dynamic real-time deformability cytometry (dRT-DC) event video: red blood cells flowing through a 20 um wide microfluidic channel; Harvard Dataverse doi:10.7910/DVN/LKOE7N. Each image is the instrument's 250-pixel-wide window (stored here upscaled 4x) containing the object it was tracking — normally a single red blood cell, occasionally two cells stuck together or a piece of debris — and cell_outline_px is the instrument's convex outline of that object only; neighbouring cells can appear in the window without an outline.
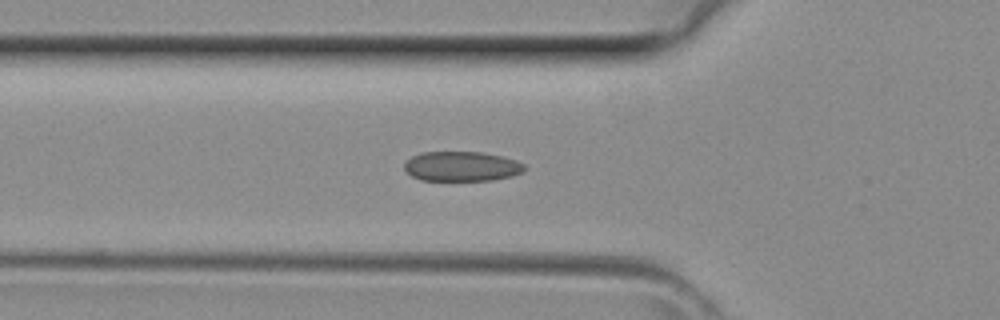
{"species": "common noctule bat (a hibernating species)", "species_latin": "Nyctalus noctula", "temperature_condition": "room temperature", "stored_images_in_passage": 36, "camera_frame_rate_fps": 3000, "um_per_image_px": 0.085, "animal": {"sex": "female", "body_mass_g": 29.2, "forearm_length_mm": 56.3}, "frame": {"image": 1, "passage_image": 13, "time_ms": 4.0, "image_size_px": [1000, 320], "cell_outline_px": [[524, 172], [512, 176], [492, 180], [420, 180], [412, 176], [404, 168], [404, 160], [420, 152], [480, 152], [500, 156], [516, 160], [524, 164]], "centroid_in_image_um": [39.21, 14.14], "position_along_channel_um": 86.6, "area_um2": 20.87}}
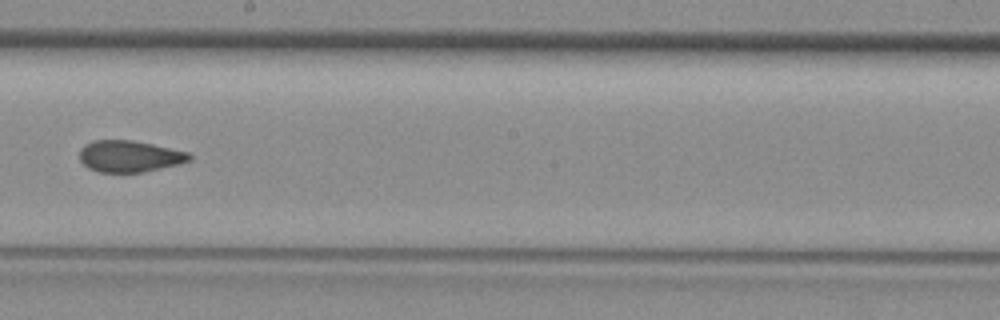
{"frame": {"image": 2, "passage_image": 22, "time_ms": 7.0, "image_size_px": [1000, 320], "cell_outline_px": [[192, 160], [144, 172], [100, 172], [88, 168], [80, 160], [80, 148], [84, 144], [92, 140], [132, 140], [152, 144], [188, 152], [192, 156]], "centroid_in_image_um": [10.98, 13.27], "position_along_channel_um": 237.2, "area_um2": 20.11}}
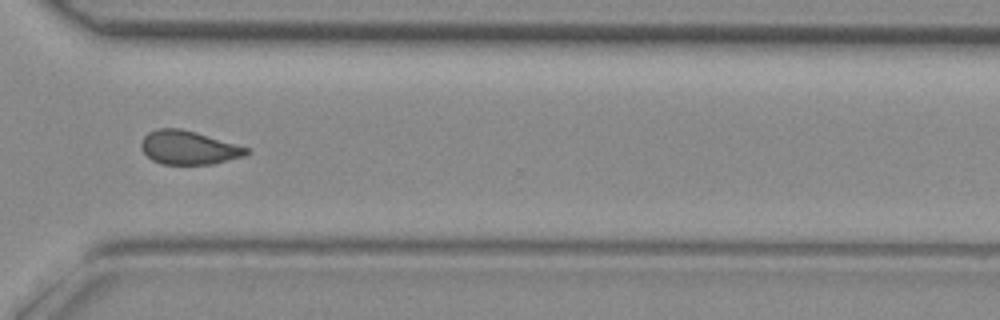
{"frame": {"image": 3, "passage_image": 29, "time_ms": 9.333, "image_size_px": [1000, 320], "cell_outline_px": [[252, 152], [244, 156], [212, 164], [160, 164], [152, 160], [140, 148], [140, 144], [144, 136], [148, 132], [160, 128], [180, 128], [196, 132], [252, 148]], "centroid_in_image_um": [16.07, 12.54], "position_along_channel_um": 354.5, "area_um2": 20.87}}